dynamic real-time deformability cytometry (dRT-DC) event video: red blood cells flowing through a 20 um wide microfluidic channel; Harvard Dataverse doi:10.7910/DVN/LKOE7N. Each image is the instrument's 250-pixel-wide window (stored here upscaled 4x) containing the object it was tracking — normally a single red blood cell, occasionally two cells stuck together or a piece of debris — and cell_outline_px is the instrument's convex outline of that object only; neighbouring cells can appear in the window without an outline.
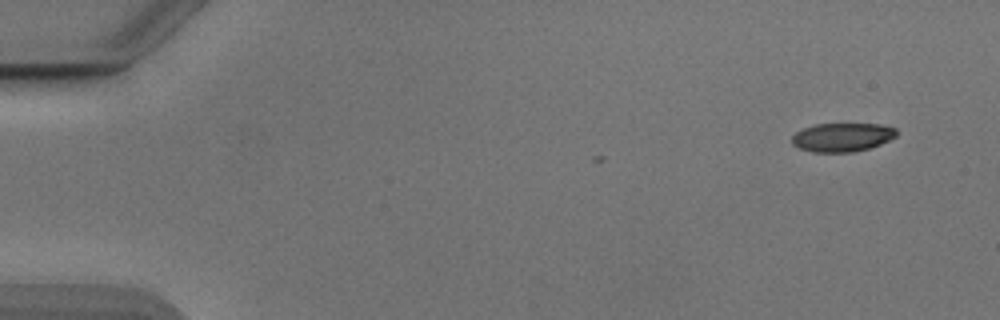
{"species": "Egyptian fruit bat (a non-hibernating species)", "species_latin": "Rousettus aegyptiacus", "temperature_condition": "cold", "stored_images_in_passage": 3, "camera_frame_rate_fps": 3000, "um_per_image_px": 0.085, "animal": {"sex": "male"}, "frame": {"image": 1, "passage_image": 1, "time_ms": 0.0, "image_size_px": [1000, 320], "cell_outline_px": [[896, 136], [880, 144], [868, 148], [852, 152], [812, 152], [800, 148], [792, 144], [792, 136], [796, 132], [804, 128], [816, 124], [880, 124], [896, 128]], "centroid_in_image_um": [71.58, 11.66], "position_along_channel_um": 13.4, "area_um2": 17.34}}